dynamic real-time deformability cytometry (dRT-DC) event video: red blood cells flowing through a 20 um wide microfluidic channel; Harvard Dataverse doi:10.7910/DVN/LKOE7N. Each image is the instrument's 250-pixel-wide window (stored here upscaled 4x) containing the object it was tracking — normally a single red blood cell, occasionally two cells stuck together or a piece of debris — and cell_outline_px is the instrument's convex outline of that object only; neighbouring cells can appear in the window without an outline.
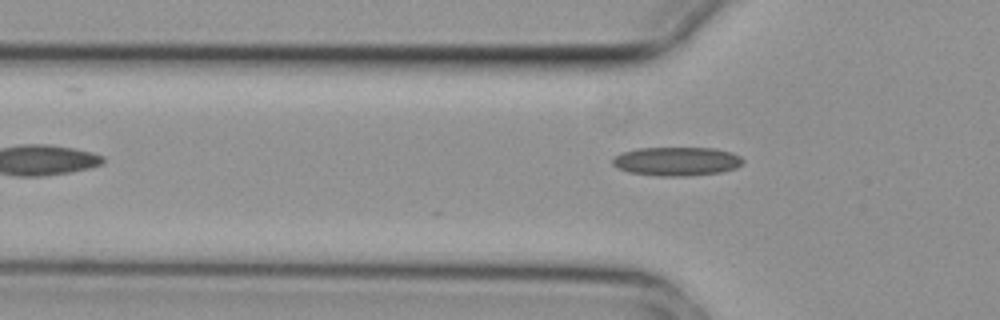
{"species": "common noctule bat (a hibernating species)", "species_latin": "Nyctalus noctula", "temperature_condition": "cold", "stored_images_in_passage": 5, "camera_frame_rate_fps": 3000, "um_per_image_px": 0.085, "animal": {"sex": "female", "body_mass_g": 29.2, "forearm_length_mm": 56.3}, "frame": {"image": 1, "passage_image": 5, "time_ms": 1.333, "image_size_px": [1000, 320], "cell_outline_px": [[744, 160], [736, 168], [720, 172], [688, 176], [656, 176], [628, 172], [612, 164], [612, 160], [620, 152], [636, 148], [716, 148], [732, 152], [740, 156]], "centroid_in_image_um": [57.51, 13.71], "position_along_channel_um": 68.3, "area_um2": 21.96}}